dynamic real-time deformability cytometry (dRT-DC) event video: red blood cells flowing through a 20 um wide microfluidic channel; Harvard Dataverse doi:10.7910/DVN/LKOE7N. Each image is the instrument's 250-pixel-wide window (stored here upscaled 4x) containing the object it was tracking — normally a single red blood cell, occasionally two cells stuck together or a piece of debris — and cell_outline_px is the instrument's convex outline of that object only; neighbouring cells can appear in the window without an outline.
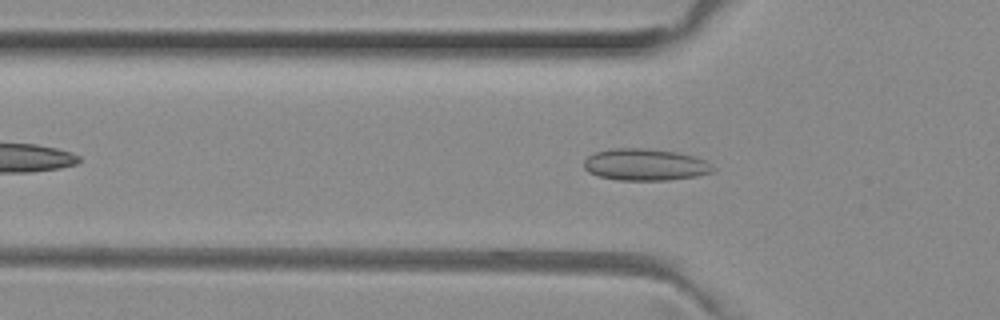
{"species": "common noctule bat (a hibernating species)", "species_latin": "Nyctalus noctula", "temperature_condition": "room temperature", "stored_images_in_passage": 37, "camera_frame_rate_fps": 3000, "um_per_image_px": 0.085, "animal": {"sex": "female", "body_mass_g": 29.2, "forearm_length_mm": 56.3}, "frame": {"image": 1, "passage_image": 2, "time_ms": 0.333, "image_size_px": [1000, 320], "cell_outline_px": [[716, 168], [712, 172], [696, 176], [668, 180], [616, 180], [600, 176], [588, 172], [584, 168], [584, 160], [588, 156], [596, 152], [612, 148], [644, 148], [676, 152], [692, 156], [704, 160]], "centroid_in_image_um": [54.82, 14.0], "position_along_channel_um": 71.0, "area_um2": 23.81}}
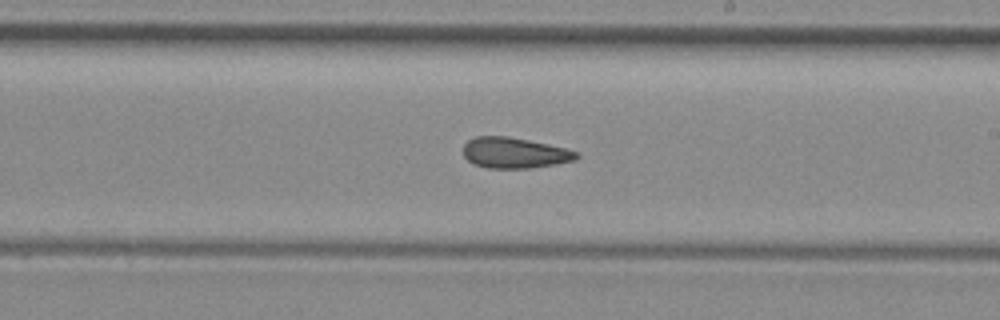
{"frame": {"image": 2, "passage_image": 15, "time_ms": 4.667, "image_size_px": [1000, 320], "cell_outline_px": [[580, 156], [576, 160], [556, 164], [532, 168], [488, 168], [472, 164], [464, 156], [464, 144], [468, 140], [476, 136], [508, 136], [548, 144], [580, 152]], "centroid_in_image_um": [43.75, 13.0], "position_along_channel_um": 245.3, "area_um2": 20.4}}
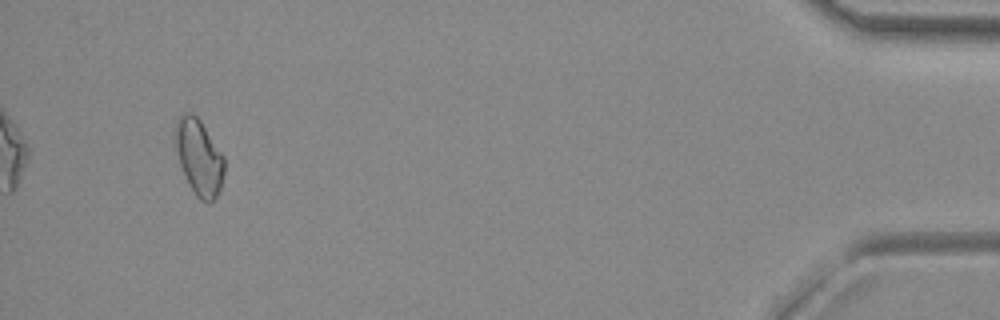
{"frame": {"image": 3, "passage_image": 34, "time_ms": 11.0, "image_size_px": [1000, 320], "cell_outline_px": [[224, 172], [220, 188], [216, 196], [208, 204], [200, 200], [196, 196], [180, 164], [172, 132], [176, 120], [184, 112], [192, 112], [200, 120], [224, 156]], "centroid_in_image_um": [16.89, 13.31], "position_along_channel_um": 418.3, "area_um2": 21.62}, "authors_computed_cell_mechanics": {"area_um2": 20.4034, "velocity_mm_per_s": 4.0149, "shape_relaxation_time_tau1_ms": null, "shape_relaxation_time_tau2_ms": 3.756, "deformation_change_tau1": null, "deformation_change_tau2": 0.0998}}